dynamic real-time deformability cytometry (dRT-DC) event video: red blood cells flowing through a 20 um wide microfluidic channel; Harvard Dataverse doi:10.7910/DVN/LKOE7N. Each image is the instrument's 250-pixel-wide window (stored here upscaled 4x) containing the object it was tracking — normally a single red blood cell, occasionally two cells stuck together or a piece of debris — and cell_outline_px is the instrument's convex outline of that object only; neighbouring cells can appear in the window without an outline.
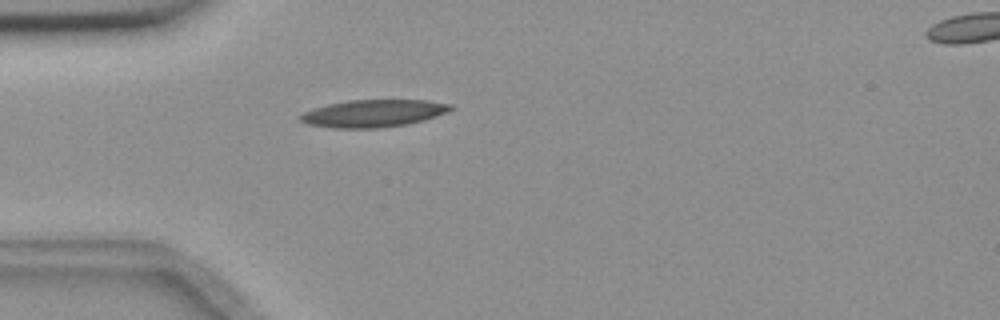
{"species": "common noctule bat (a hibernating species)", "species_latin": "Nyctalus noctula", "temperature_condition": "room temperature", "stored_images_in_passage": 41, "camera_frame_rate_fps": 3000, "um_per_image_px": 0.085, "animal": {"sex": "female", "body_mass_g": 18.4}, "frame": {"image": 1, "passage_image": 1, "time_ms": 0.0, "image_size_px": [1000, 320], "cell_outline_px": [[456, 108], [448, 112], [424, 120], [408, 124], [380, 128], [332, 128], [308, 124], [300, 120], [296, 116], [312, 108], [328, 104], [348, 100], [424, 100], [452, 104]], "centroid_in_image_um": [31.74, 9.63], "position_along_channel_um": 53.3, "area_um2": 24.22}}
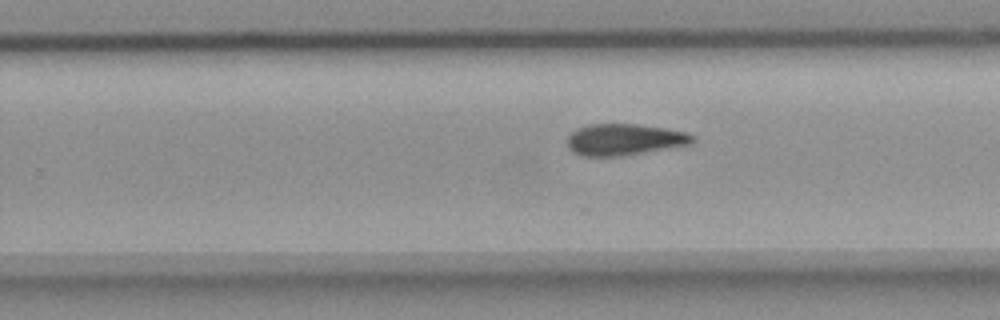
{"frame": {"image": 2, "passage_image": 20, "time_ms": 6.333, "image_size_px": [1000, 320], "cell_outline_px": [[696, 140], [692, 144], [624, 156], [584, 156], [568, 148], [568, 136], [576, 128], [588, 124], [636, 124], [664, 128], [688, 132]], "centroid_in_image_um": [53.09, 11.86], "position_along_channel_um": 276.7, "area_um2": 23.0}}
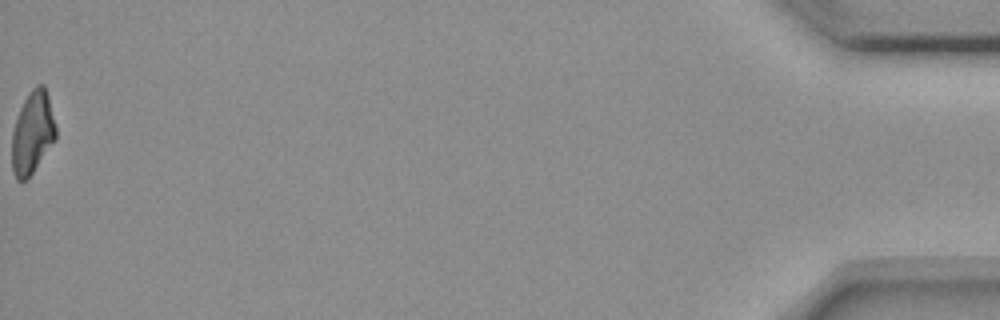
{"frame": {"image": 3, "passage_image": 41, "time_ms": 13.333, "image_size_px": [1000, 320], "cell_outline_px": [[56, 140], [28, 180], [16, 180], [12, 168], [12, 132], [20, 108], [24, 100], [32, 88], [36, 84], [44, 84], [48, 96], [56, 128]], "centroid_in_image_um": [2.77, 11.31], "position_along_channel_um": 432.4, "area_um2": 21.21}, "authors_computed_cell_mechanics": {"area_um2": 23.0044, "velocity_mm_per_s": 3.6725, "shape_relaxation_time_tau1_ms": 10.6986, "shape_relaxation_time_tau2_ms": 7.7303, "deformation_change_tau1": 0.2169, "deformation_change_tau2": 0.1676}}